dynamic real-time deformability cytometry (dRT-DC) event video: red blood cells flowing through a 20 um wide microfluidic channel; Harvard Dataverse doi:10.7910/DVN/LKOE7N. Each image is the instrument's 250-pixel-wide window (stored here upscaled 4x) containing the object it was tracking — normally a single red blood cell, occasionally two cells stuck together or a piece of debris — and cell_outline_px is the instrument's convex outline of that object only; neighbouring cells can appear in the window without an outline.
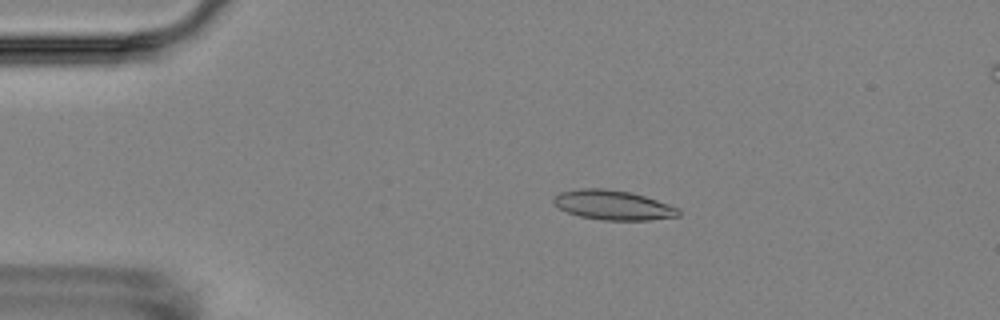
{"species": "Egyptian fruit bat (a non-hibernating species)", "species_latin": "Rousettus aegyptiacus", "temperature_condition": "room temperature", "stored_images_in_passage": 3, "camera_frame_rate_fps": 3000, "um_per_image_px": 0.085, "animal": {"sex": "female"}, "frame": {"image": 1, "passage_image": 2, "time_ms": 1.0, "image_size_px": [1000, 320], "cell_outline_px": [[680, 216], [648, 220], [600, 220], [580, 216], [568, 212], [552, 204], [552, 196], [560, 192], [580, 188], [604, 188], [632, 192], [680, 208]], "centroid_in_image_um": [52.08, 17.42], "position_along_channel_um": 32.9, "area_um2": 21.73}}